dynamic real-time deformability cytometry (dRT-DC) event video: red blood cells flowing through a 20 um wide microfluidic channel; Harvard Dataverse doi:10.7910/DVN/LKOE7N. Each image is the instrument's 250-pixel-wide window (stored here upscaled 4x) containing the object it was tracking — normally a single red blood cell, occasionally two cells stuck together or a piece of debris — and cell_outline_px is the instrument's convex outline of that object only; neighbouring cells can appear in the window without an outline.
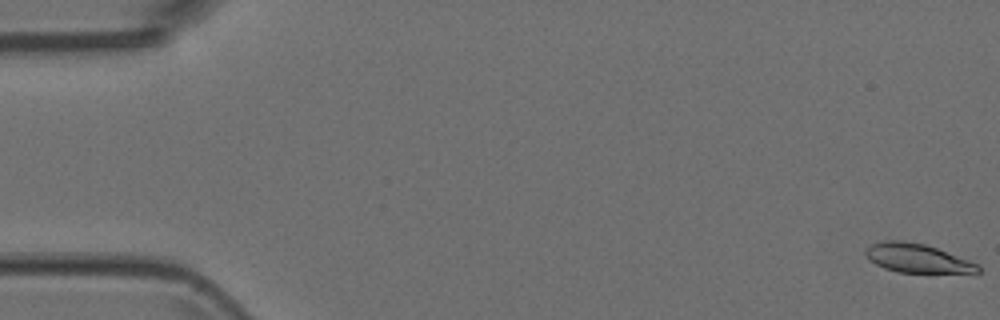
{"species": "Egyptian fruit bat (a non-hibernating species)", "species_latin": "Rousettus aegyptiacus", "temperature_condition": "room temperature", "stored_images_in_passage": 4, "camera_frame_rate_fps": 3000, "um_per_image_px": 0.085, "animal": {"sex": "female"}, "frame": {"image": 1, "passage_image": 1, "time_ms": 0.0, "image_size_px": [1000, 320], "cell_outline_px": [[980, 272], [896, 272], [884, 268], [876, 264], [864, 252], [868, 244], [884, 240], [904, 240], [924, 244], [936, 248], [980, 264]], "centroid_in_image_um": [77.93, 21.93], "position_along_channel_um": 7.1, "area_um2": 18.73}}
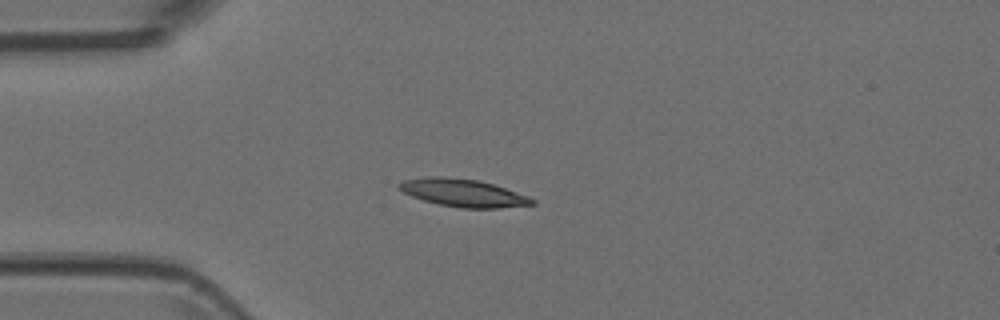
{"frame": {"image": 2, "passage_image": 4, "time_ms": 1.0, "image_size_px": [1000, 320], "cell_outline_px": [[536, 204], [500, 208], [460, 208], [440, 204], [424, 200], [412, 196], [396, 188], [396, 184], [404, 180], [436, 176], [440, 176], [476, 180], [492, 184], [528, 196], [536, 200]], "centroid_in_image_um": [39.36, 16.4], "position_along_channel_um": 45.6, "area_um2": 21.21}}